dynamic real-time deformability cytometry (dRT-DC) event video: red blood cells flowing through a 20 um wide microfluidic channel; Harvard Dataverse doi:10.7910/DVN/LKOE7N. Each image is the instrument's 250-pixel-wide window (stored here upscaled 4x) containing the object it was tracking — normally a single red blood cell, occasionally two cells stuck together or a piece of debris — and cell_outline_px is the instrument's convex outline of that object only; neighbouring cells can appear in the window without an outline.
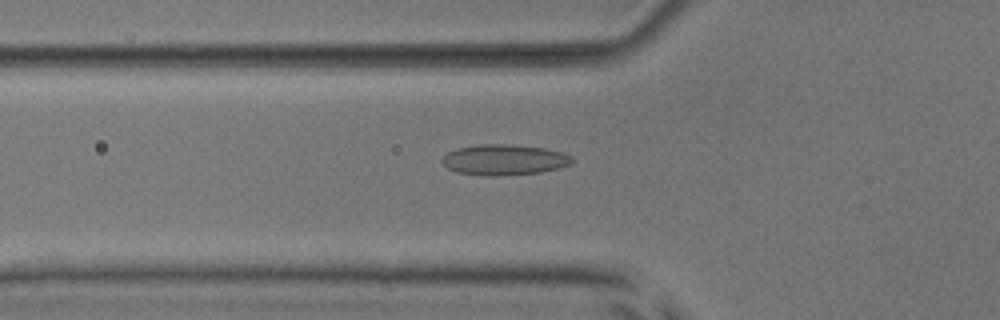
{"species": "common noctule bat (a hibernating species)", "species_latin": "Nyctalus noctula", "temperature_condition": "room temperature", "stored_images_in_passage": 36, "camera_frame_rate_fps": 3000, "um_per_image_px": 0.085, "animal": {"sex": "male", "body_mass_g": 17.9, "forearm_length_mm": 54.2}, "frame": {"image": 1, "passage_image": 2, "time_ms": 0.333, "image_size_px": [1000, 320], "cell_outline_px": [[572, 164], [560, 168], [540, 172], [496, 176], [484, 176], [456, 172], [448, 168], [440, 160], [448, 152], [456, 148], [476, 144], [504, 144], [544, 148], [564, 152], [572, 156]], "centroid_in_image_um": [42.85, 13.58], "position_along_channel_um": 82.9, "area_um2": 23.35}}
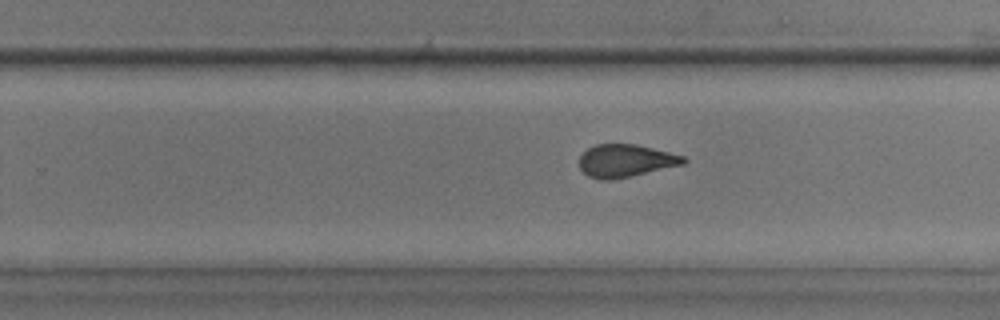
{"frame": {"image": 2, "passage_image": 17, "time_ms": 5.333, "image_size_px": [1000, 320], "cell_outline_px": [[688, 160], [684, 164], [612, 180], [600, 180], [588, 176], [580, 168], [580, 156], [588, 148], [596, 144], [636, 144], [684, 156]], "centroid_in_image_um": [53.17, 13.66], "position_along_channel_um": 276.6, "area_um2": 19.71}}
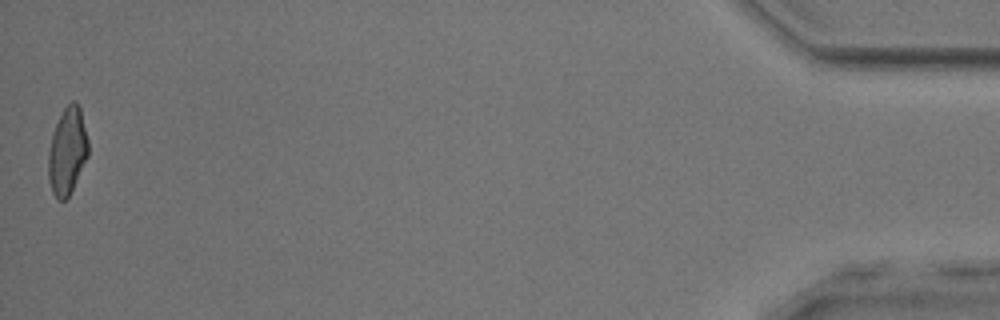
{"frame": {"image": 3, "passage_image": 36, "time_ms": 11.667, "image_size_px": [1000, 320], "cell_outline_px": [[88, 156], [68, 196], [64, 200], [60, 200], [52, 192], [48, 180], [48, 152], [52, 132], [64, 108], [72, 100], [76, 100], [80, 108], [88, 140]], "centroid_in_image_um": [5.71, 12.82], "position_along_channel_um": 429.5, "area_um2": 20.06}, "authors_computed_cell_mechanics": {"area_um2": 20.6346, "velocity_mm_per_s": 3.8727, "shape_relaxation_time_tau1_ms": 5.8545, "shape_relaxation_time_tau2_ms": 0.9891, "deformation_change_tau1": 0.1378, "deformation_change_tau2": 0.0765}}